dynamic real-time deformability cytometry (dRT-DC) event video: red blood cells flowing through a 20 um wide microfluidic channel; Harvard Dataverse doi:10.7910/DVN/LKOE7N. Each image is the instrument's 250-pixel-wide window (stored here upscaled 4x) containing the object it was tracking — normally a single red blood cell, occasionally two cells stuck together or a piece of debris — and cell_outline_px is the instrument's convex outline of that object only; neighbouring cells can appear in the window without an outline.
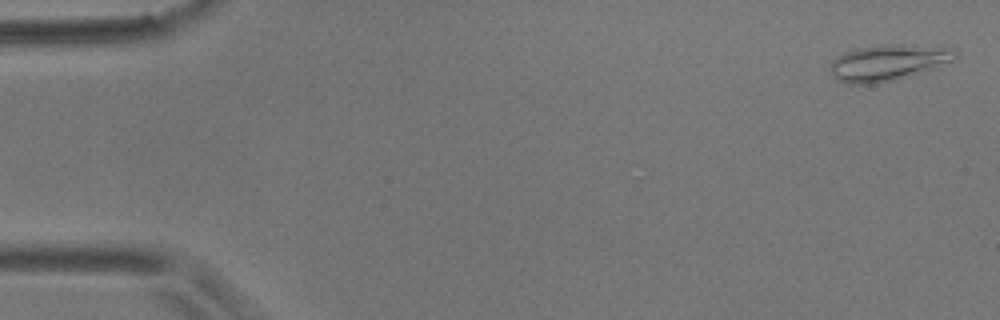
{"species": "common noctule bat (a hibernating species)", "species_latin": "Nyctalus noctula", "temperature_condition": "room temperature", "stored_images_in_passage": 56, "camera_frame_rate_fps": 3000, "um_per_image_px": 0.085, "animal": {"sex": "male", "body_mass_g": 17.9}, "frame": {"image": 1, "passage_image": 1, "time_ms": 0.0, "image_size_px": [1000, 320], "cell_outline_px": [[960, 52], [952, 60], [932, 68], [896, 80], [872, 84], [852, 84], [836, 80], [828, 68], [828, 64], [836, 56], [860, 48], [888, 44], [944, 44], [956, 48]], "centroid_in_image_um": [75.55, 5.29], "position_along_channel_um": 9.5, "area_um2": 26.82}}
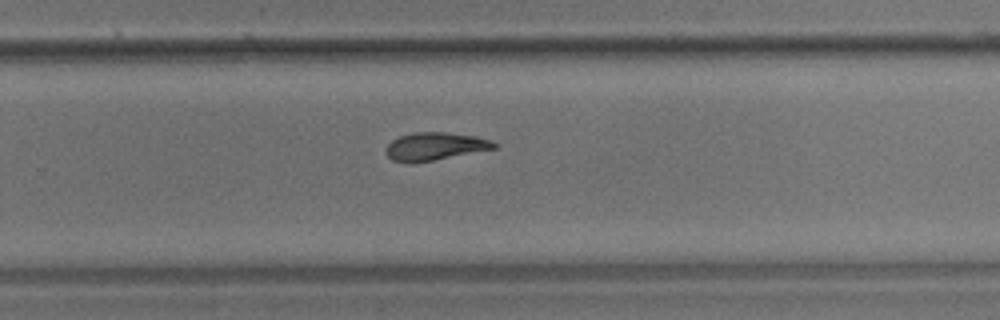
{"frame": {"image": 2, "passage_image": 36, "time_ms": 11.667, "image_size_px": [1000, 320], "cell_outline_px": [[500, 144], [496, 148], [432, 160], [392, 160], [388, 156], [388, 144], [392, 140], [400, 136], [412, 132], [444, 132], [476, 136]], "centroid_in_image_um": [37.04, 12.39], "position_along_channel_um": 292.8, "area_um2": 16.76}}
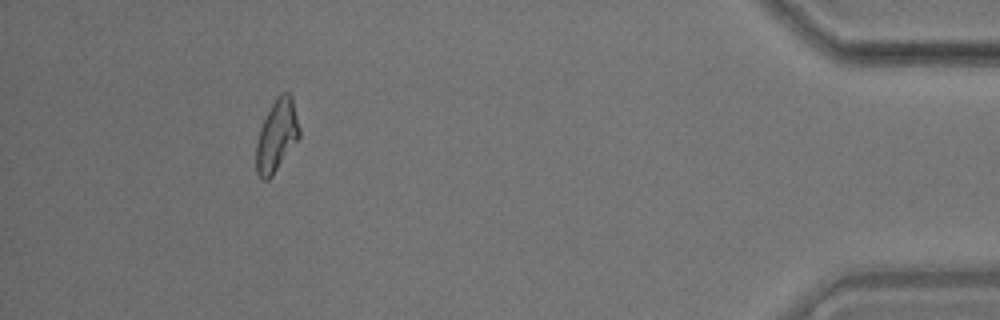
{"frame": {"image": 3, "passage_image": 51, "time_ms": 16.667, "image_size_px": [1000, 320], "cell_outline_px": [[300, 136], [272, 176], [268, 180], [264, 180], [256, 172], [256, 144], [260, 128], [272, 104], [280, 92], [288, 92], [292, 96], [300, 128]], "centroid_in_image_um": [23.53, 11.52], "position_along_channel_um": 411.7, "area_um2": 17.92}, "authors_computed_cell_mechanics": {"area_um2": 18.1203, "velocity_mm_per_s": 3.5452, "shape_relaxation_time_tau1_ms": 9.6021, "shape_relaxation_time_tau2_ms": 5.1253, "deformation_change_tau1": 0.2147, "deformation_change_tau2": 0.1207}}